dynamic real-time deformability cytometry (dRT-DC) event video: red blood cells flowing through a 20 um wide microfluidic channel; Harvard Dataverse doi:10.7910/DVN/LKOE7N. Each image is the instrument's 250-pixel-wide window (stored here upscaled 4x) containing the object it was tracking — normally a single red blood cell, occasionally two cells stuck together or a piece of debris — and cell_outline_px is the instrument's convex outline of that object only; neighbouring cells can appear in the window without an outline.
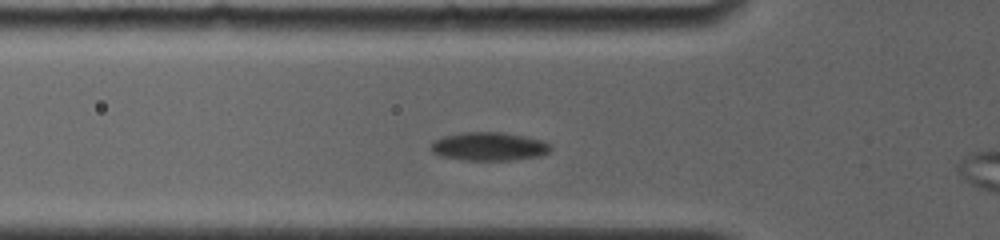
{"species": "common noctule bat (a hibernating species)", "species_latin": "Nyctalus noctula", "temperature_condition": "room temperature", "stored_images_in_passage": 26, "camera_frame_rate_fps": 4000, "um_per_image_px": 0.085, "animal": {"sex": "female", "body_mass_g": 19.0, "forearm_length_mm": 56.7}, "frame": {"image": 1, "passage_image": 5, "time_ms": 2.25, "image_size_px": [1000, 240], "cell_outline_px": [[552, 148], [548, 152], [540, 156], [512, 160], [464, 160], [440, 156], [432, 152], [432, 140], [444, 136], [460, 132], [500, 132], [524, 136], [544, 140], [552, 144]], "centroid_in_image_um": [41.58, 12.44], "position_along_channel_um": 84.2, "area_um2": 20.0}}
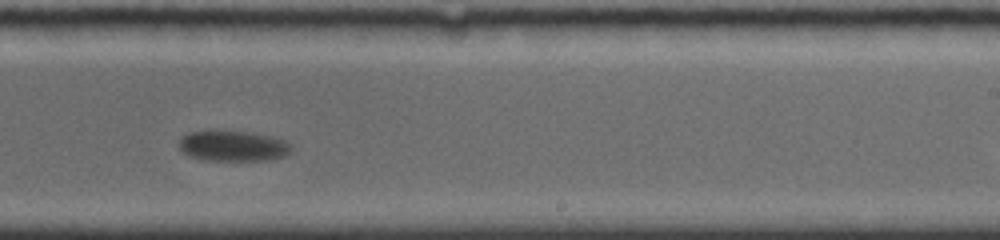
{"frame": {"image": 2, "passage_image": 15, "time_ms": 7.5, "image_size_px": [1000, 240], "cell_outline_px": [[292, 148], [284, 156], [272, 160], [204, 160], [188, 156], [176, 144], [188, 132], [252, 132], [272, 136], [284, 140], [292, 144]], "centroid_in_image_um": [19.83, 12.42], "position_along_channel_um": 269.2, "area_um2": 19.83}}
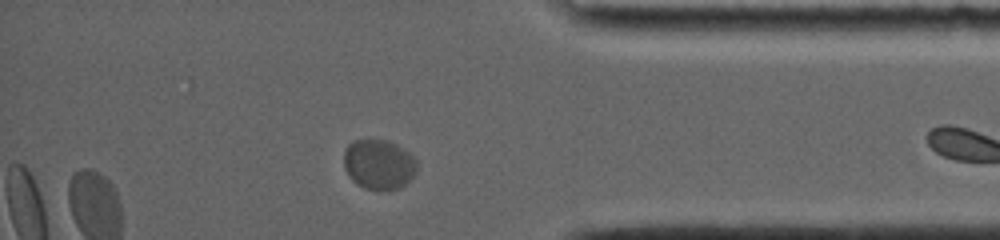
{"frame": {"image": 3, "passage_image": 23, "time_ms": 11.5, "image_size_px": [1000, 240], "cell_outline_px": [[416, 172], [400, 188], [380, 192], [364, 188], [356, 184], [348, 176], [344, 168], [344, 152], [348, 144], [352, 140], [388, 140], [412, 152], [416, 160]], "centroid_in_image_um": [32.19, 13.98], "position_along_channel_um": 403.0, "area_um2": 21.73}, "authors_computed_cell_mechanics": {"area_um2": 21.1259, "velocity_mm_per_s": 3.5276, "shape_relaxation_time_tau1_ms": 1.5519, "shape_relaxation_time_tau2_ms": null, "deformation_change_tau1": 0.063, "deformation_change_tau2": null}}